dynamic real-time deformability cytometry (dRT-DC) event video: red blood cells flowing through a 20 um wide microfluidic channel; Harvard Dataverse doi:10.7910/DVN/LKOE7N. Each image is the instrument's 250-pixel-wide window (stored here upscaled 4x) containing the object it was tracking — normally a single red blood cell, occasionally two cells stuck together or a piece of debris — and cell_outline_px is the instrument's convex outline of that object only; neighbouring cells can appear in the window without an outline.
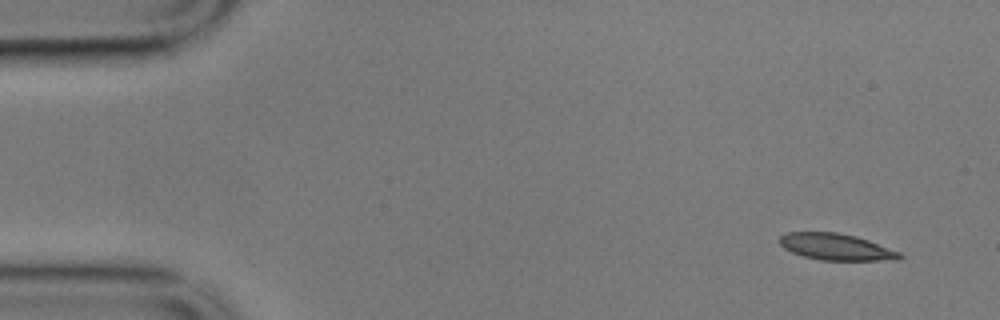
{"species": "common noctule bat (a hibernating species)", "species_latin": "Nyctalus noctula", "temperature_condition": "cold", "stored_images_in_passage": 7, "camera_frame_rate_fps": 3000, "um_per_image_px": 0.085, "animal": {"sex": "male", "body_mass_g": 17.9}, "frame": {"image": 1, "passage_image": 1, "time_ms": 0.0, "image_size_px": [1000, 320], "cell_outline_px": [[904, 256], [900, 260], [820, 260], [804, 256], [792, 252], [784, 248], [780, 244], [780, 236], [788, 232], [836, 232], [856, 236], [868, 240], [900, 252]], "centroid_in_image_um": [71.09, 20.99], "position_along_channel_um": 13.9, "area_um2": 18.5}}
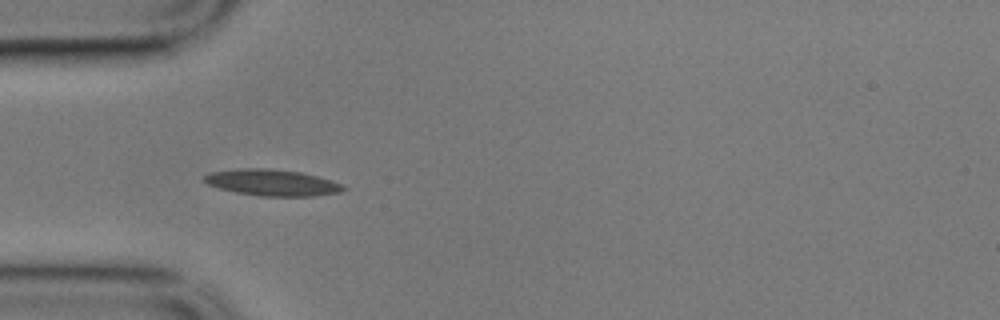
{"frame": {"image": 2, "passage_image": 4, "time_ms": 1.0, "image_size_px": [1000, 320], "cell_outline_px": [[348, 188], [340, 192], [312, 196], [260, 196], [236, 192], [220, 188], [208, 184], [200, 180], [204, 176], [212, 172], [244, 168], [268, 168], [300, 172], [332, 180], [344, 184]], "centroid_in_image_um": [23.16, 15.52], "position_along_channel_um": 61.8, "area_um2": 21.33}}
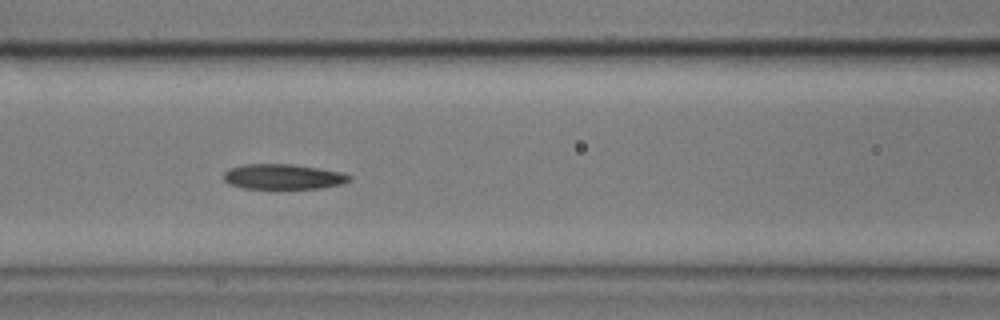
{"frame": {"image": 3, "passage_image": 6, "time_ms": 1.667, "image_size_px": [1000, 320], "cell_outline_px": [[352, 180], [344, 184], [320, 188], [244, 188], [228, 184], [224, 180], [224, 172], [228, 168], [244, 164], [292, 164], [320, 168], [340, 172], [352, 176]], "centroid_in_image_um": [24.08, 15.01], "position_along_channel_um": 142.5, "area_um2": 18.55}}